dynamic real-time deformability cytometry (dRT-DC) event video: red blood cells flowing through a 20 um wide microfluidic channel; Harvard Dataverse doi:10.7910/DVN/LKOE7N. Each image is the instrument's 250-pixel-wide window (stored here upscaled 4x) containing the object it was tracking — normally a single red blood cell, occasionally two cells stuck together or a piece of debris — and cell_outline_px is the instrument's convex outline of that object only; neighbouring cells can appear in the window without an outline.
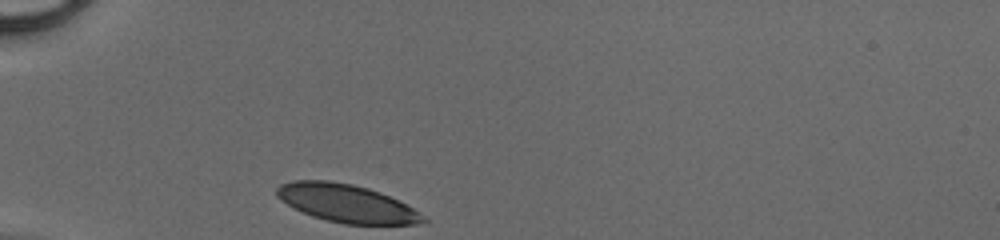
{"species": "human", "species_latin": "Homo sapiens", "temperature_condition": "cold", "stored_images_in_passage": 26, "camera_frame_rate_fps": 3000, "um_per_image_px": 0.085, "donor": {"sex": "male"}, "frame": {"image": 1, "passage_image": 1, "time_ms": 0.0, "image_size_px": [1000, 240], "cell_outline_px": [[428, 220], [416, 224], [344, 224], [312, 216], [288, 204], [276, 196], [276, 188], [280, 184], [292, 180], [328, 180], [352, 184], [368, 188], [380, 192], [420, 212]], "centroid_in_image_um": [29.44, 17.27], "position_along_channel_um": 55.6, "area_um2": 32.02}}
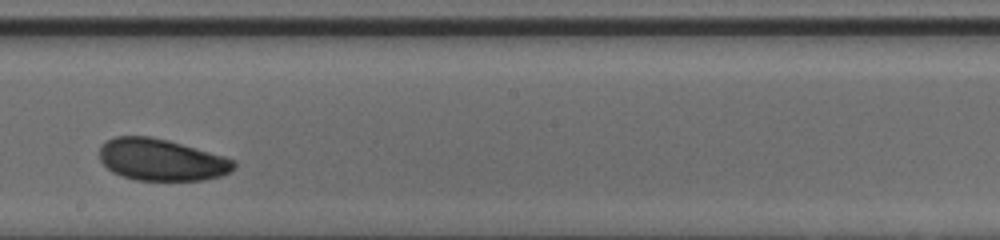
{"frame": {"image": 2, "passage_image": 15, "time_ms": 4.667, "image_size_px": [1000, 240], "cell_outline_px": [[236, 164], [224, 176], [204, 180], [136, 180], [120, 176], [112, 172], [100, 160], [100, 144], [116, 136], [148, 136], [168, 140], [224, 156], [236, 160]], "centroid_in_image_um": [13.71, 13.59], "position_along_channel_um": 234.5, "area_um2": 32.77}}
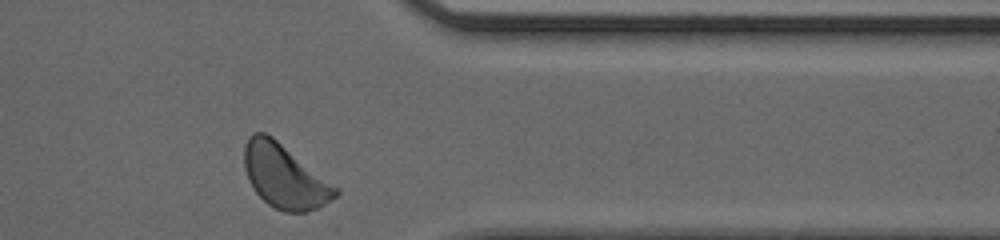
{"frame": {"image": 3, "passage_image": 26, "time_ms": 8.333, "image_size_px": [1000, 240], "cell_outline_px": [[340, 192], [336, 196], [324, 204], [316, 208], [304, 212], [284, 212], [268, 204], [256, 192], [248, 180], [244, 168], [244, 144], [248, 136], [252, 132], [264, 132], [272, 136], [340, 188]], "centroid_in_image_um": [24.18, 14.96], "position_along_channel_um": 387.2, "area_um2": 33.99}}